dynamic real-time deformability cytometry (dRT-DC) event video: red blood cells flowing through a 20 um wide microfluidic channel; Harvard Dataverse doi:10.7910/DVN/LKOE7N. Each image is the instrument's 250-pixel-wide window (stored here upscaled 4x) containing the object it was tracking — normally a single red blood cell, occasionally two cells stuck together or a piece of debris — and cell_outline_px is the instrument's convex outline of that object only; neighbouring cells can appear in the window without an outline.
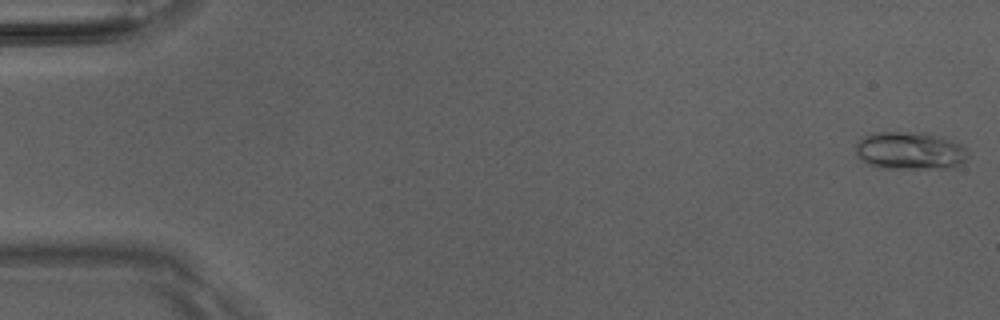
{"species": "Egyptian fruit bat (a non-hibernating species)", "species_latin": "Rousettus aegyptiacus", "temperature_condition": "room temperature", "stored_images_in_passage": 48, "camera_frame_rate_fps": 3000, "um_per_image_px": 0.085, "animal": {"sex": "male"}, "frame": {"image": 1, "passage_image": 1, "time_ms": 0.0, "image_size_px": [1000, 320], "cell_outline_px": [[968, 152], [964, 160], [960, 164], [952, 168], [876, 168], [860, 160], [856, 152], [856, 144], [864, 136], [876, 132], [928, 132], [944, 136], [956, 140], [964, 144]], "centroid_in_image_um": [77.39, 12.79], "position_along_channel_um": 7.6, "area_um2": 25.26}}
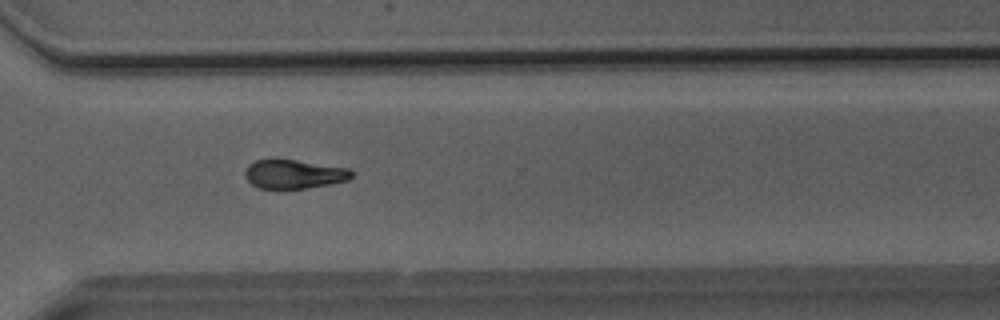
{"frame": {"image": 2, "passage_image": 37, "time_ms": 12.0, "image_size_px": [1000, 320], "cell_outline_px": [[352, 176], [348, 180], [332, 184], [308, 188], [260, 188], [252, 184], [244, 176], [244, 172], [248, 164], [256, 160], [296, 160], [348, 168], [352, 172]], "centroid_in_image_um": [24.99, 14.8], "position_along_channel_um": 345.6, "area_um2": 17.8}}
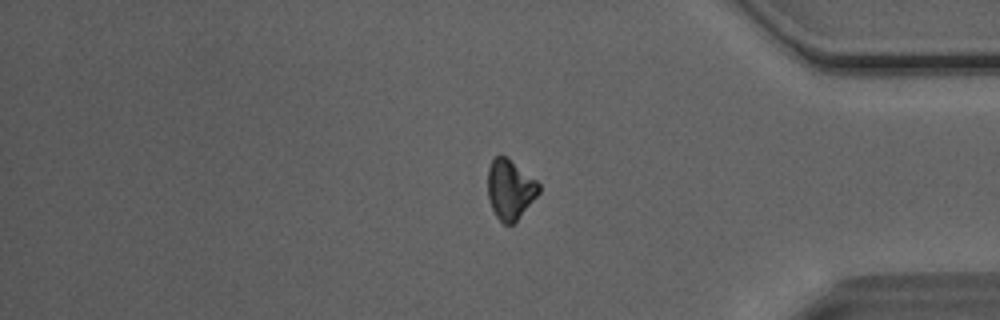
{"frame": {"image": 3, "passage_image": 42, "time_ms": 13.667, "image_size_px": [1000, 320], "cell_outline_px": [[540, 192], [516, 220], [512, 224], [504, 224], [496, 216], [492, 208], [488, 196], [488, 168], [492, 160], [496, 156], [508, 156], [536, 180], [540, 184]], "centroid_in_image_um": [43.36, 16.06], "position_along_channel_um": 391.8, "area_um2": 17.69}}